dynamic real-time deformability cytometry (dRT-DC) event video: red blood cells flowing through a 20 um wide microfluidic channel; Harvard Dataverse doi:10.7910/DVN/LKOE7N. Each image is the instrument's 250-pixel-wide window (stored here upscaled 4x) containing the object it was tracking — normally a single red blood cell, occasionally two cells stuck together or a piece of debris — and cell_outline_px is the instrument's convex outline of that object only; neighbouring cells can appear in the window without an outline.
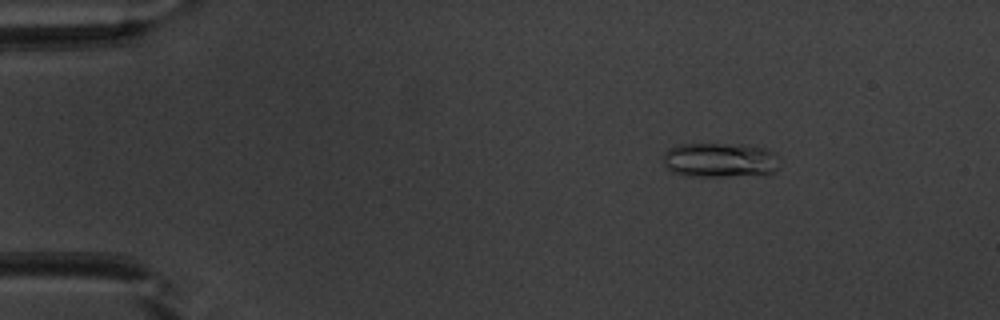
{"species": "common noctule bat (a hibernating species)", "species_latin": "Nyctalus noctula", "temperature_condition": "warm", "stored_images_in_passage": 13, "camera_frame_rate_fps": 3000, "um_per_image_px": 0.085, "animal": {"sex": "male", "body_mass_g": 20.1, "forearm_length_mm": 53.5}, "frame": {"image": 1, "passage_image": 4, "time_ms": 1.0, "image_size_px": [1000, 320], "cell_outline_px": [[776, 172], [768, 176], [684, 176], [672, 172], [664, 168], [664, 152], [668, 148], [676, 144], [744, 144], [764, 148], [772, 152], [776, 156]], "centroid_in_image_um": [61.17, 13.63], "position_along_channel_um": 23.8, "area_um2": 24.04}}